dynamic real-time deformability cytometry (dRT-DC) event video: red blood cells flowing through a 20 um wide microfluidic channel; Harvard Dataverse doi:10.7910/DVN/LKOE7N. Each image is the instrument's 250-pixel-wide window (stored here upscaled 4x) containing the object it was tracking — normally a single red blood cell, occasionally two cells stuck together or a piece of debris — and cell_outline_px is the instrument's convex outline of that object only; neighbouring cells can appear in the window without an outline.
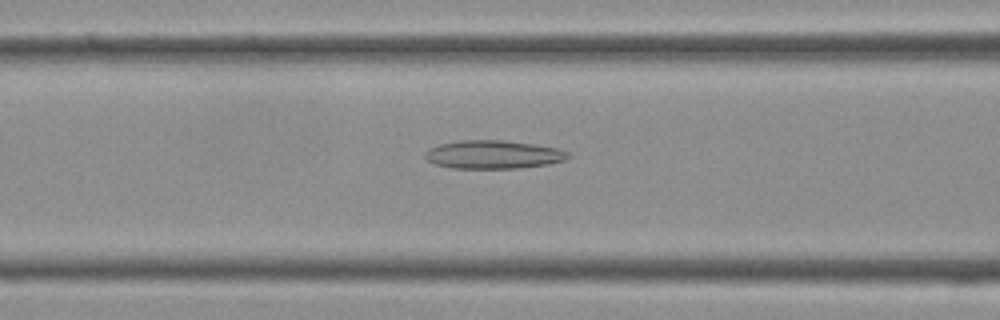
{"species": "Egyptian fruit bat (a non-hibernating species)", "species_latin": "Rousettus aegyptiacus", "temperature_condition": "cold", "stored_images_in_passage": 39, "camera_frame_rate_fps": 3000, "um_per_image_px": 0.085, "frame": {"image": 1, "passage_image": 15, "time_ms": 4.667, "image_size_px": [1000, 320], "cell_outline_px": [[572, 156], [568, 160], [548, 164], [520, 168], [452, 168], [432, 164], [424, 156], [424, 152], [428, 148], [440, 144], [460, 140], [504, 140], [536, 144], [556, 148], [568, 152]], "centroid_in_image_um": [41.93, 13.13], "position_along_channel_um": 124.7, "area_um2": 23.93}}
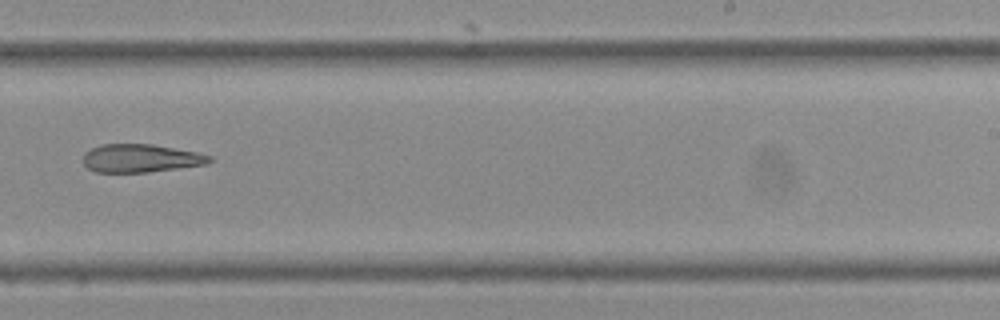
{"frame": {"image": 2, "passage_image": 24, "time_ms": 7.667, "image_size_px": [1000, 320], "cell_outline_px": [[212, 160], [208, 164], [148, 172], [96, 172], [88, 168], [84, 164], [84, 152], [100, 144], [152, 144], [196, 152], [212, 156]], "centroid_in_image_um": [11.96, 13.45], "position_along_channel_um": 277.0, "area_um2": 20.69}}
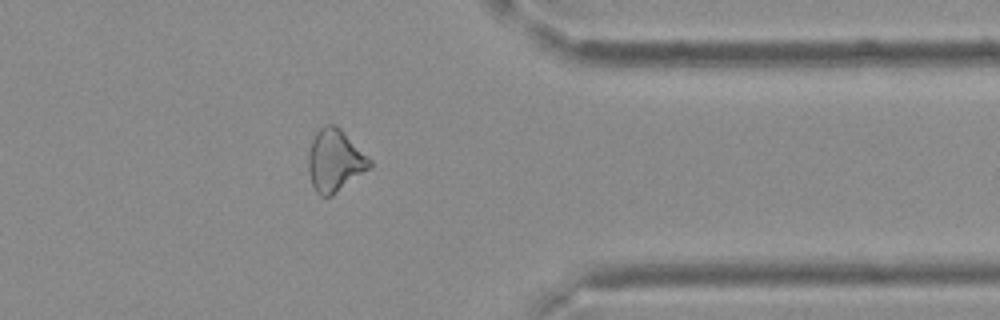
{"frame": {"image": 3, "passage_image": 31, "time_ms": 10.0, "image_size_px": [1000, 320], "cell_outline_px": [[372, 168], [332, 196], [320, 196], [316, 192], [312, 184], [308, 172], [308, 152], [312, 140], [316, 132], [324, 124], [336, 124], [372, 160]], "centroid_in_image_um": [28.47, 13.66], "position_along_channel_um": 382.9, "area_um2": 22.54}}